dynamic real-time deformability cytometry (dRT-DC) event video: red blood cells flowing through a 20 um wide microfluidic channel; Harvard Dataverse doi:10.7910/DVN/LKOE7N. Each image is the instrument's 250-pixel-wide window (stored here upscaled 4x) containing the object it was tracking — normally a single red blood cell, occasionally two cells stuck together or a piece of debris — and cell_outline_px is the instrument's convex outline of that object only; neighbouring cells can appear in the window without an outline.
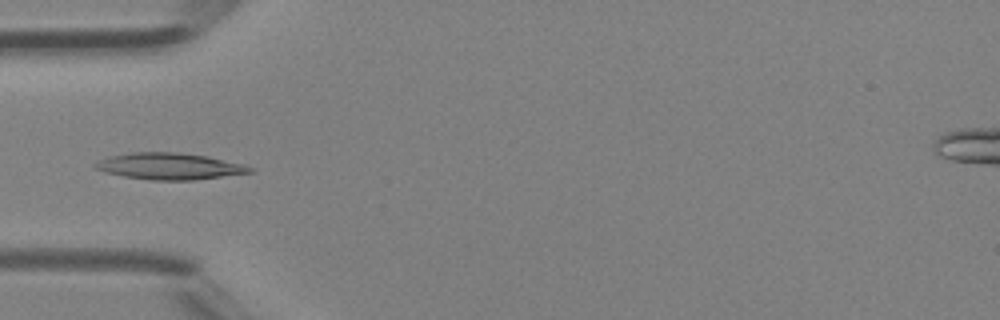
{"species": "Egyptian fruit bat (a non-hibernating species)", "species_latin": "Rousettus aegyptiacus", "temperature_condition": "room temperature", "stored_images_in_passage": 46, "camera_frame_rate_fps": 3000, "um_per_image_px": 0.085, "animal": {"sex": "female"}, "frame": {"image": 1, "passage_image": 15, "time_ms": 4.667, "image_size_px": [1000, 320], "cell_outline_px": [[256, 168], [252, 172], [192, 180], [148, 180], [124, 176], [104, 172], [92, 168], [92, 164], [108, 156], [132, 152], [180, 152], [208, 156], [244, 164]], "centroid_in_image_um": [14.38, 14.12], "position_along_channel_um": 70.6, "area_um2": 24.1}}
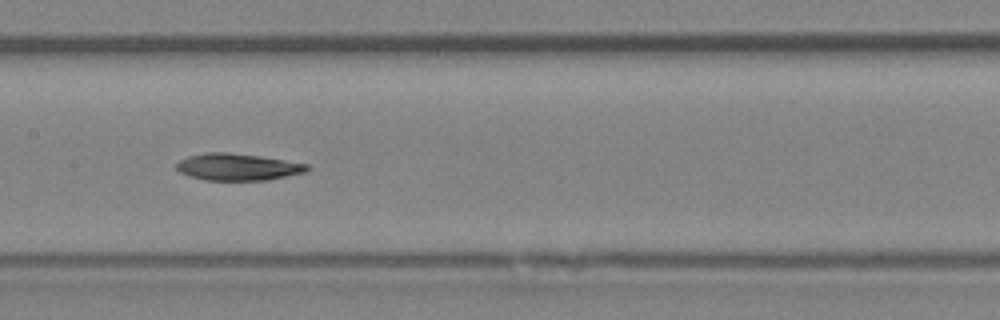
{"frame": {"image": 2, "passage_image": 23, "time_ms": 7.333, "image_size_px": [1000, 320], "cell_outline_px": [[312, 168], [304, 172], [268, 180], [204, 180], [188, 176], [180, 172], [176, 168], [176, 164], [180, 160], [188, 156], [208, 152], [228, 152], [260, 156], [308, 164]], "centroid_in_image_um": [20.19, 14.19], "position_along_channel_um": 187.2, "area_um2": 20.46}}
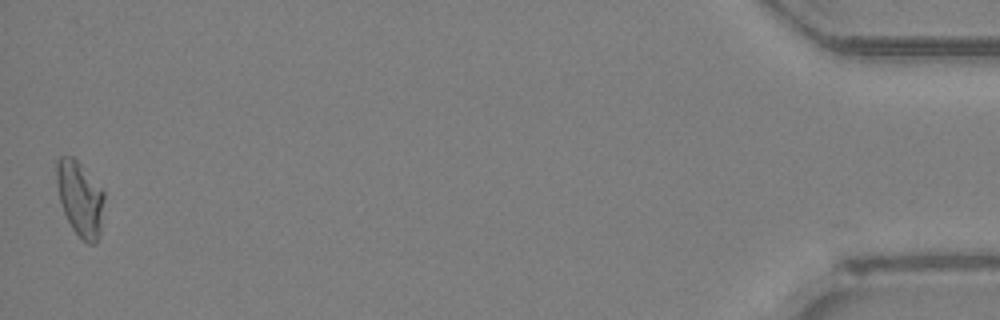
{"frame": {"image": 3, "passage_image": 46, "time_ms": 15.0, "image_size_px": [1000, 320], "cell_outline_px": [[104, 196], [100, 236], [96, 244], [88, 244], [72, 228], [64, 212], [60, 200], [56, 184], [56, 160], [60, 156], [72, 156], [104, 188]], "centroid_in_image_um": [6.82, 16.86], "position_along_channel_um": 428.4, "area_um2": 20.92}}